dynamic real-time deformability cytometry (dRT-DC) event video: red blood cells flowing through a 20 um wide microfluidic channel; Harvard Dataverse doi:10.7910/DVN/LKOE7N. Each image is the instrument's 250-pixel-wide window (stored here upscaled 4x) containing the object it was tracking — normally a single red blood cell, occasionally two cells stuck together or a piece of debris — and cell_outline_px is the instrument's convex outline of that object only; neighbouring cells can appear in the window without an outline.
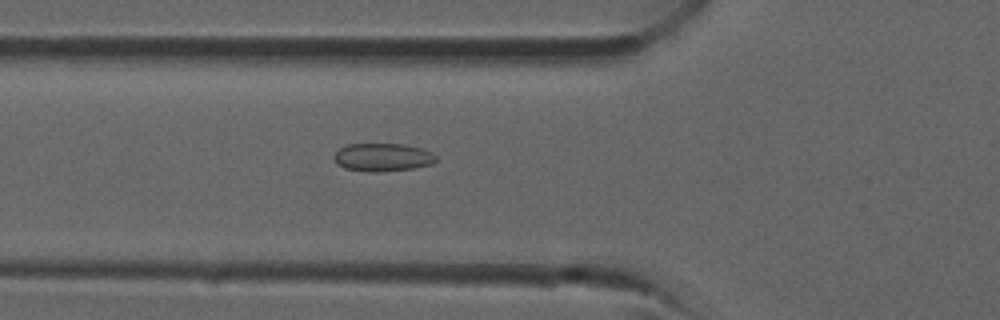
{"species": "common noctule bat (a hibernating species)", "species_latin": "Nyctalus noctula", "temperature_condition": "room temperature", "stored_images_in_passage": 28, "camera_frame_rate_fps": 3000, "um_per_image_px": 0.085, "animal": {"sex": "male", "forearm_length_mm": 52.5}, "frame": {"image": 1, "passage_image": 5, "time_ms": 1.333, "image_size_px": [1000, 320], "cell_outline_px": [[436, 160], [432, 164], [416, 168], [376, 172], [372, 172], [344, 168], [336, 164], [332, 156], [340, 148], [348, 144], [404, 144], [420, 148], [432, 152], [436, 156]], "centroid_in_image_um": [32.51, 13.37], "position_along_channel_um": 93.3, "area_um2": 16.76}}
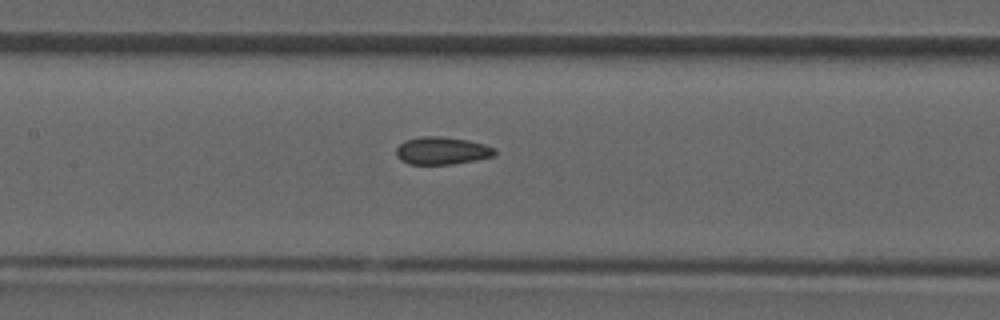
{"frame": {"image": 2, "passage_image": 9, "time_ms": 2.667, "image_size_px": [1000, 320], "cell_outline_px": [[496, 156], [476, 160], [452, 164], [408, 164], [400, 160], [396, 156], [396, 148], [404, 140], [420, 136], [440, 136], [468, 140], [484, 144], [496, 148]], "centroid_in_image_um": [37.57, 12.81], "position_along_channel_um": 169.8, "area_um2": 16.07}}
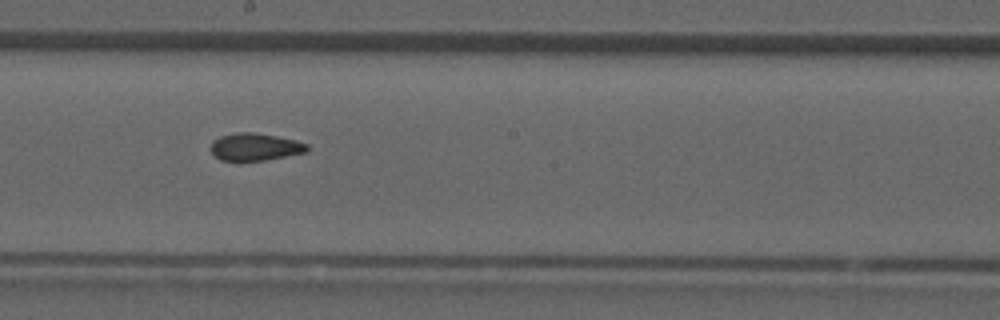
{"frame": {"image": 3, "passage_image": 12, "time_ms": 3.667, "image_size_px": [1000, 320], "cell_outline_px": [[308, 152], [264, 160], [220, 160], [208, 148], [212, 140], [220, 136], [236, 132], [252, 132], [276, 136], [296, 140], [308, 144]], "centroid_in_image_um": [21.66, 12.47], "position_along_channel_um": 226.5, "area_um2": 15.43}}